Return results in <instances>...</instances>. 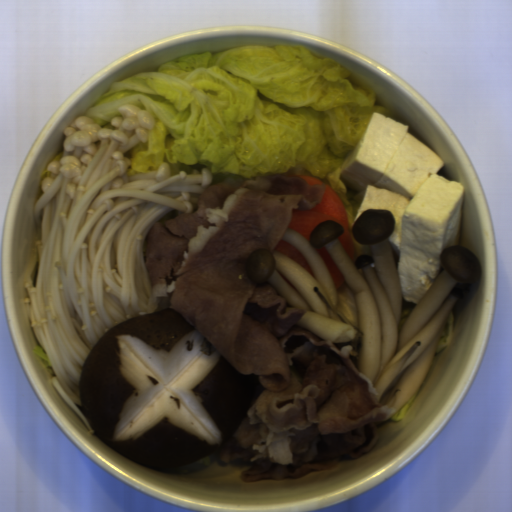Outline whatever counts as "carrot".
Returning <instances> with one entry per match:
<instances>
[{"mask_svg": "<svg viewBox=\"0 0 512 512\" xmlns=\"http://www.w3.org/2000/svg\"><path fill=\"white\" fill-rule=\"evenodd\" d=\"M321 221H335L343 226L344 231L338 238L346 254L354 263L355 243L345 203L326 183L319 203L308 210L293 209L291 211V220L287 227L297 231L309 242L313 229Z\"/></svg>", "mask_w": 512, "mask_h": 512, "instance_id": "carrot-1", "label": "carrot"}, {"mask_svg": "<svg viewBox=\"0 0 512 512\" xmlns=\"http://www.w3.org/2000/svg\"><path fill=\"white\" fill-rule=\"evenodd\" d=\"M274 251L279 252L286 257L290 258L294 262H296L298 265H300L305 271H307L312 276H315L308 260L303 255V253L297 249L294 245H292L290 242L280 238Z\"/></svg>", "mask_w": 512, "mask_h": 512, "instance_id": "carrot-2", "label": "carrot"}, {"mask_svg": "<svg viewBox=\"0 0 512 512\" xmlns=\"http://www.w3.org/2000/svg\"><path fill=\"white\" fill-rule=\"evenodd\" d=\"M316 249L319 255L321 256L322 260L324 261L336 289L342 287L346 282V278L343 275L340 268L338 267L335 260L333 259L332 255L326 248V246L324 245Z\"/></svg>", "mask_w": 512, "mask_h": 512, "instance_id": "carrot-3", "label": "carrot"}, {"mask_svg": "<svg viewBox=\"0 0 512 512\" xmlns=\"http://www.w3.org/2000/svg\"><path fill=\"white\" fill-rule=\"evenodd\" d=\"M298 176H302L303 179L305 180L306 184L310 187V186H314V185H323L325 182L321 181L320 179L318 178H315V177H311V176H308V175H298Z\"/></svg>", "mask_w": 512, "mask_h": 512, "instance_id": "carrot-4", "label": "carrot"}]
</instances>
